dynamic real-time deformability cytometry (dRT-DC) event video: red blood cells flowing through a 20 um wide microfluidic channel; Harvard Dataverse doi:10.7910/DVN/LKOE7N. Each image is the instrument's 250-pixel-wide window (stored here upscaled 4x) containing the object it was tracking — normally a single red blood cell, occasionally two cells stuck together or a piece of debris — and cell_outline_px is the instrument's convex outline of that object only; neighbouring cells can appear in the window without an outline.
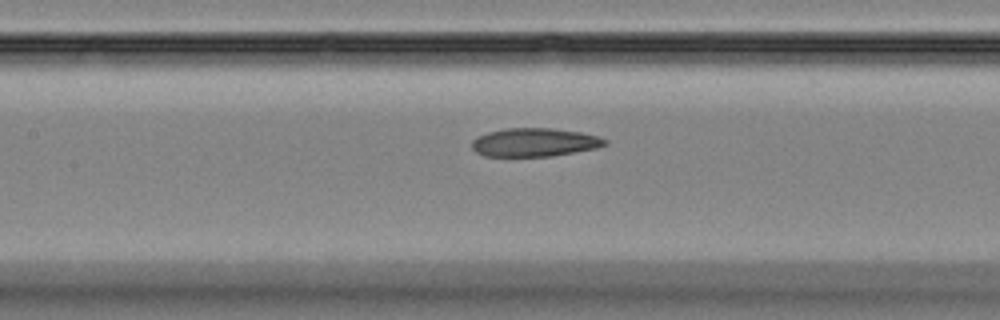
{"species": "Egyptian fruit bat (a non-hibernating species)", "species_latin": "Rousettus aegyptiacus", "temperature_condition": "room temperature", "stored_images_in_passage": 38, "camera_frame_rate_fps": 3000, "um_per_image_px": 0.085, "animal": {"sex": "female"}, "frame": {"image": 1, "passage_image": 18, "time_ms": 5.667, "image_size_px": [1000, 320], "cell_outline_px": [[608, 144], [596, 148], [552, 156], [484, 156], [476, 152], [472, 148], [472, 140], [476, 136], [488, 132], [504, 128], [552, 128], [580, 132], [596, 136], [608, 140]], "centroid_in_image_um": [45.41, 12.09], "position_along_channel_um": 162.0, "area_um2": 22.08}}
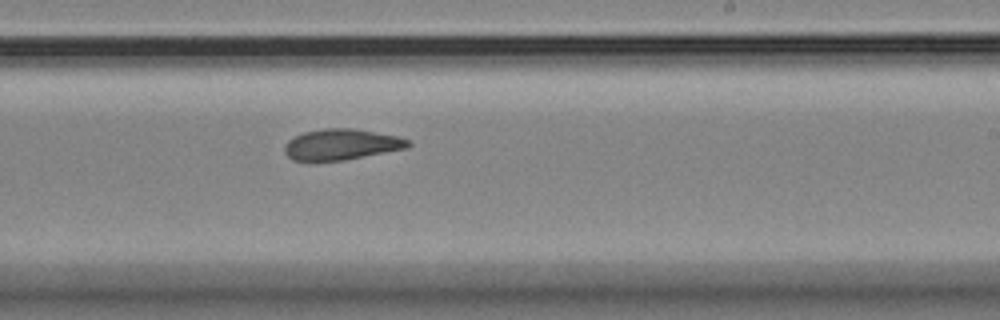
{"frame": {"image": 2, "passage_image": 26, "time_ms": 8.333, "image_size_px": [1000, 320], "cell_outline_px": [[412, 144], [408, 148], [344, 160], [292, 160], [284, 152], [284, 144], [292, 136], [304, 132], [324, 128], [352, 128], [400, 136], [408, 140]], "centroid_in_image_um": [29.02, 12.26], "position_along_channel_um": 260.0, "area_um2": 22.31}}
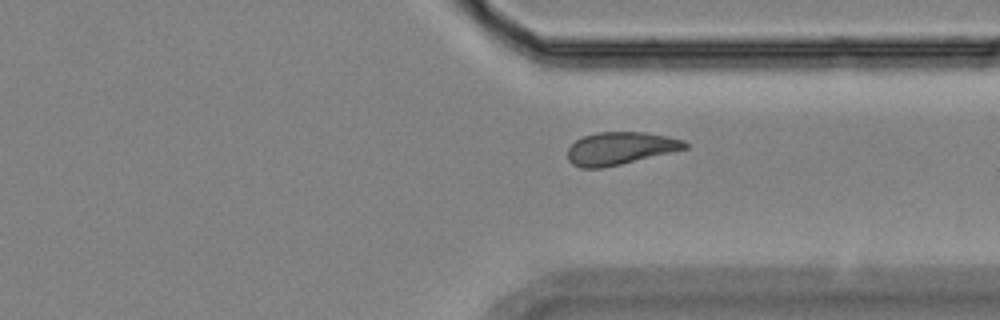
{"frame": {"image": 3, "passage_image": 34, "time_ms": 11.0, "image_size_px": [1000, 320], "cell_outline_px": [[688, 148], [672, 152], [620, 164], [600, 168], [580, 168], [572, 164], [568, 160], [568, 148], [576, 140], [584, 136], [596, 132], [644, 132], [668, 136], [684, 140], [688, 144]], "centroid_in_image_um": [52.71, 12.6], "position_along_channel_um": 358.7, "area_um2": 22.25}}